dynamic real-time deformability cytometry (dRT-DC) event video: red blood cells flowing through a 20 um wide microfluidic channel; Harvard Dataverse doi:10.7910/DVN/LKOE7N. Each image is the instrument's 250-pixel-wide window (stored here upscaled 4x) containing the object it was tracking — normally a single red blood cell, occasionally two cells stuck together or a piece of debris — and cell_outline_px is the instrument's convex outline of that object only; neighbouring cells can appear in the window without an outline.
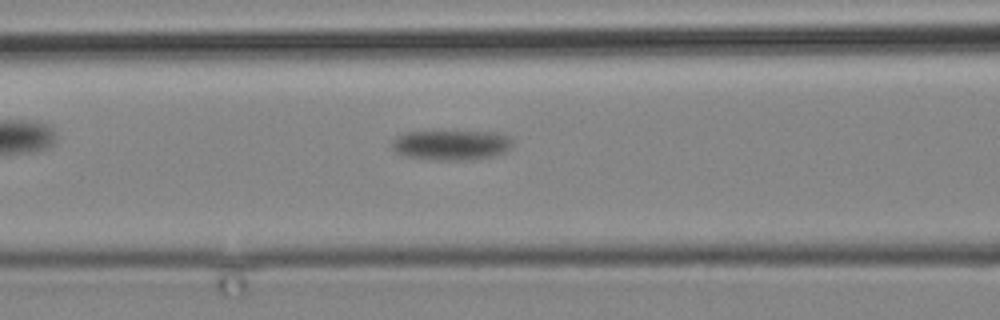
{"species": "common noctule bat (a hibernating species)", "species_latin": "Nyctalus noctula", "temperature_condition": "cold", "stored_images_in_passage": 3, "camera_frame_rate_fps": 3000, "um_per_image_px": 0.085, "animal": {"sex": "male", "body_mass_g": 19.2, "forearm_length_mm": 51.8}, "frame": {"image": 1, "passage_image": 3, "time_ms": 2.333, "image_size_px": [1000, 320], "cell_outline_px": [[512, 144], [504, 152], [496, 156], [464, 160], [440, 160], [408, 156], [396, 152], [392, 148], [392, 140], [396, 136], [404, 132], [500, 132], [508, 136], [512, 140]], "centroid_in_image_um": [38.37, 12.32], "position_along_channel_um": 128.2, "area_um2": 20.92}}